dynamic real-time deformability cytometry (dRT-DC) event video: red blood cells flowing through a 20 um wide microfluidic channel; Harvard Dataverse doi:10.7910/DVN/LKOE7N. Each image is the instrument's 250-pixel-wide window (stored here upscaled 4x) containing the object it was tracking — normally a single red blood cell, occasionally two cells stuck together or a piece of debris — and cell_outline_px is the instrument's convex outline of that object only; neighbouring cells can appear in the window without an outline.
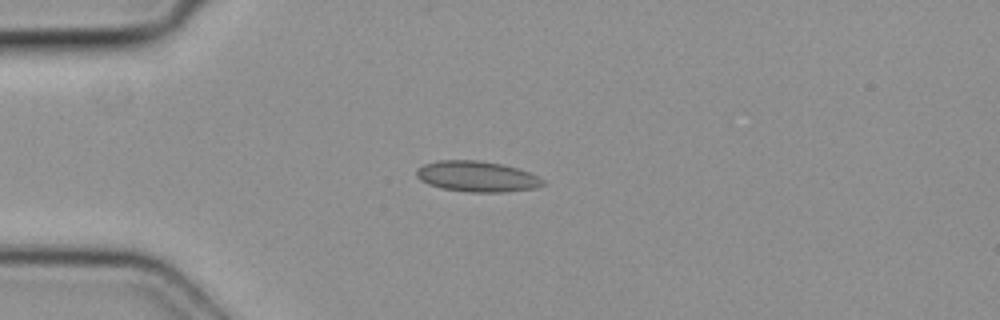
{"species": "common noctule bat (a hibernating species)", "species_latin": "Nyctalus noctula", "temperature_condition": "cold", "stored_images_in_passage": 2, "camera_frame_rate_fps": 3000, "um_per_image_px": 0.085, "animal": {"sex": "female", "body_mass_g": 19.3, "forearm_length_mm": 54.1}, "frame": {"image": 1, "passage_image": 2, "time_ms": 0.333, "image_size_px": [1000, 320], "cell_outline_px": [[544, 184], [532, 188], [504, 192], [468, 192], [440, 188], [428, 184], [420, 180], [416, 176], [416, 168], [424, 164], [440, 160], [476, 160], [500, 164], [516, 168], [528, 172], [544, 180]], "centroid_in_image_um": [40.47, 15.0], "position_along_channel_um": 44.5, "area_um2": 22.43}}